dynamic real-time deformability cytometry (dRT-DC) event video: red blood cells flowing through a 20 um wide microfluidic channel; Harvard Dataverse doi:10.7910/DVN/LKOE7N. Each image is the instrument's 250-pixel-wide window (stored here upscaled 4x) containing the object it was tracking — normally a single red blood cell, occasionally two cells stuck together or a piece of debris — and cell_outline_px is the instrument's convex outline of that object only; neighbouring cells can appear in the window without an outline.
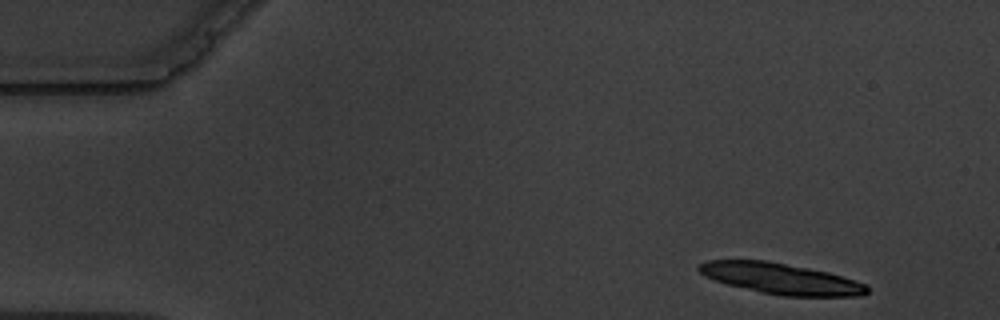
{"species": "common noctule bat (a hibernating species)", "species_latin": "Nyctalus noctula", "temperature_condition": "warm", "stored_images_in_passage": 6, "camera_frame_rate_fps": 3000, "um_per_image_px": 0.085, "animal": {"sex": "male", "body_mass_g": 19.5, "forearm_length_mm": 54.6}, "frame": {"image": 1, "passage_image": 1, "time_ms": 0.0, "image_size_px": [1000, 320], "cell_outline_px": [[868, 292], [860, 296], [784, 296], [760, 292], [728, 284], [704, 276], [696, 268], [700, 264], [708, 260], [768, 260], [828, 272], [868, 284]], "centroid_in_image_um": [66.39, 23.68], "position_along_channel_um": 18.6, "area_um2": 30.17}}
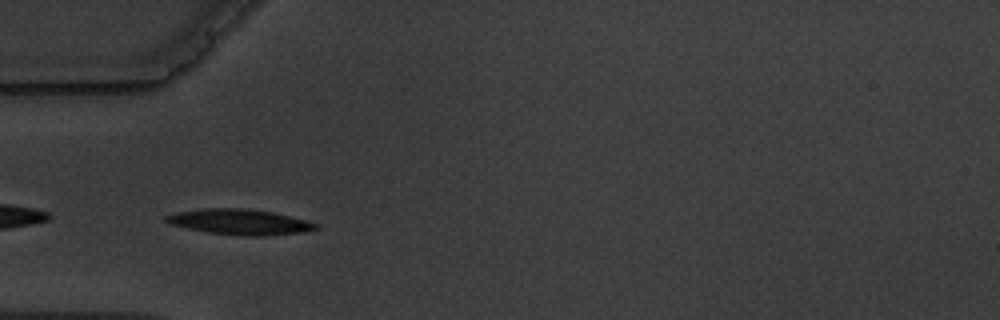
{"frame": {"image": 2, "passage_image": 5, "time_ms": 4.333, "image_size_px": [1000, 320], "cell_outline_px": [[320, 228], [304, 232], [264, 236], [244, 236], [208, 232], [188, 228], [172, 224], [164, 220], [164, 216], [176, 212], [204, 208], [244, 208], [272, 212], [320, 224]], "centroid_in_image_um": [20.39, 18.86], "position_along_channel_um": 64.6, "area_um2": 22.14}}
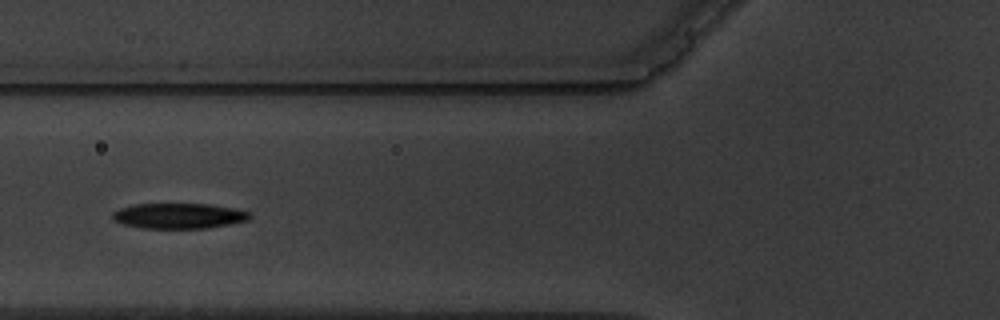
{"frame": {"image": 3, "passage_image": 6, "time_ms": 5.667, "image_size_px": [1000, 320], "cell_outline_px": [[252, 216], [248, 220], [208, 228], [140, 228], [124, 224], [112, 220], [112, 212], [120, 208], [132, 204], [208, 204], [236, 208], [252, 212]], "centroid_in_image_um": [15.21, 18.34], "position_along_channel_um": 110.6, "area_um2": 20.46}}